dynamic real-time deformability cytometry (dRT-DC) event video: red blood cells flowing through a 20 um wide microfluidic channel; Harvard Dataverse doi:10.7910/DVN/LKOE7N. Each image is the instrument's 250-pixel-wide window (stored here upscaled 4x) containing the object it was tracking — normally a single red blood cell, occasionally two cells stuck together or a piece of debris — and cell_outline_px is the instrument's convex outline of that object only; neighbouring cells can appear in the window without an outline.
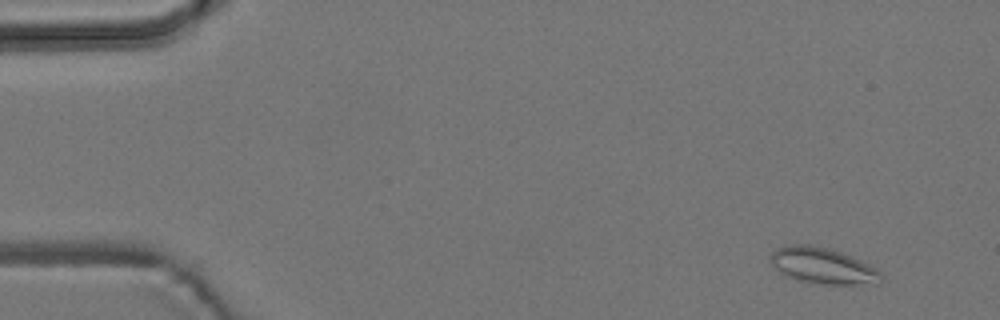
{"species": "common noctule bat (a hibernating species)", "species_latin": "Nyctalus noctula", "temperature_condition": "room temperature", "stored_images_in_passage": 5, "camera_frame_rate_fps": 3000, "um_per_image_px": 0.085, "animal": {"sex": "male", "body_mass_g": 19.2, "forearm_length_mm": 51.8}, "frame": {"image": 1, "passage_image": 1, "time_ms": 0.0, "image_size_px": [1000, 320], "cell_outline_px": [[880, 280], [876, 284], [824, 284], [796, 280], [784, 276], [768, 260], [768, 256], [776, 248], [792, 244], [812, 244], [828, 248], [840, 252], [860, 260], [876, 268], [880, 272]], "centroid_in_image_um": [69.87, 22.58], "position_along_channel_um": 15.1, "area_um2": 23.29}}